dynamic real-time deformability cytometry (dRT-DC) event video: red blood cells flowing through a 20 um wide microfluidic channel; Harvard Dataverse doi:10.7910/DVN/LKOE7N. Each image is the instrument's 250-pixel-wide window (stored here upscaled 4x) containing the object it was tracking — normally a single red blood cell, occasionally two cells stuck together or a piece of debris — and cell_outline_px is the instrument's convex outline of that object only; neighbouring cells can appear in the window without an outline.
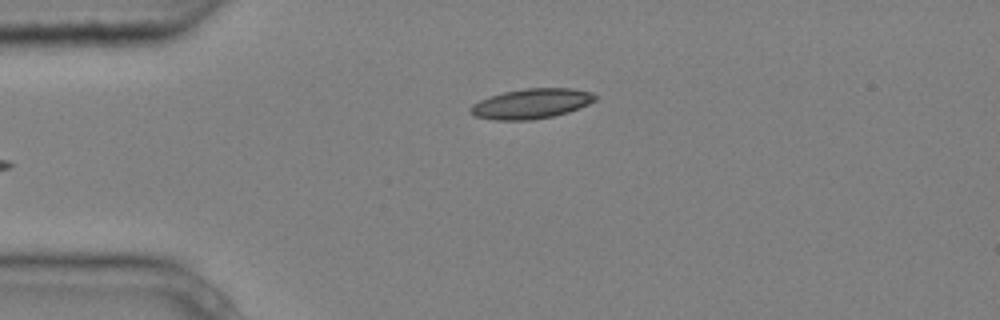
{"species": "common noctule bat (a hibernating species)", "species_latin": "Nyctalus noctula", "temperature_condition": "cold", "stored_images_in_passage": 5, "camera_frame_rate_fps": 3000, "um_per_image_px": 0.085, "animal": {"sex": "male", "body_mass_g": 20.4}, "frame": {"image": 1, "passage_image": 5, "time_ms": 1.333, "image_size_px": [1000, 320], "cell_outline_px": [[596, 100], [580, 108], [568, 112], [552, 116], [532, 120], [496, 120], [476, 116], [468, 112], [468, 108], [472, 104], [480, 100], [504, 92], [524, 88], [572, 88], [592, 92], [596, 96]], "centroid_in_image_um": [45.16, 8.81], "position_along_channel_um": 39.8, "area_um2": 21.79}}